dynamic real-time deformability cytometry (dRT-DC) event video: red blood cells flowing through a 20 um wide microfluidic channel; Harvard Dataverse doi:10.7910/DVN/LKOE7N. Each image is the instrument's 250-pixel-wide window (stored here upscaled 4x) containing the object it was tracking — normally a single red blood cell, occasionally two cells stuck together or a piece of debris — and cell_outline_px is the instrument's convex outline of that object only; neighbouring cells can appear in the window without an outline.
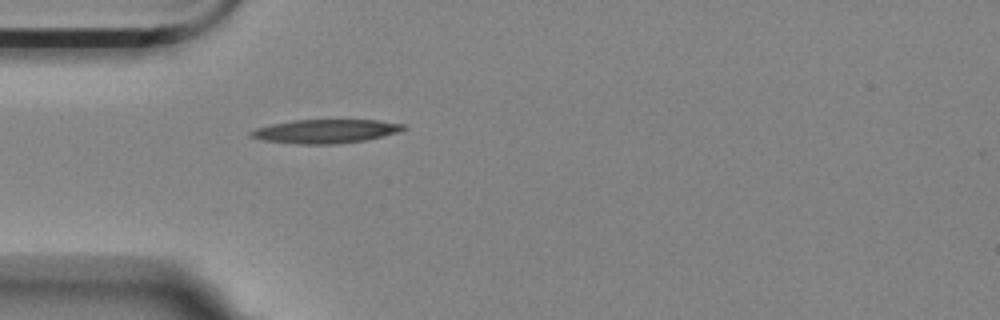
{"species": "Egyptian fruit bat (a non-hibernating species)", "species_latin": "Rousettus aegyptiacus", "temperature_condition": "room temperature", "stored_images_in_passage": 1, "camera_frame_rate_fps": 3000, "um_per_image_px": 0.085, "animal": {"sex": "female"}, "frame": {"image": 1, "passage_image": 1, "time_ms": 0.0, "image_size_px": [1000, 320], "cell_outline_px": [[408, 128], [400, 132], [364, 140], [336, 144], [300, 144], [264, 140], [248, 136], [248, 132], [256, 128], [272, 124], [292, 120], [376, 120], [404, 124]], "centroid_in_image_um": [27.68, 11.15], "position_along_channel_um": 57.3, "area_um2": 21.1}}